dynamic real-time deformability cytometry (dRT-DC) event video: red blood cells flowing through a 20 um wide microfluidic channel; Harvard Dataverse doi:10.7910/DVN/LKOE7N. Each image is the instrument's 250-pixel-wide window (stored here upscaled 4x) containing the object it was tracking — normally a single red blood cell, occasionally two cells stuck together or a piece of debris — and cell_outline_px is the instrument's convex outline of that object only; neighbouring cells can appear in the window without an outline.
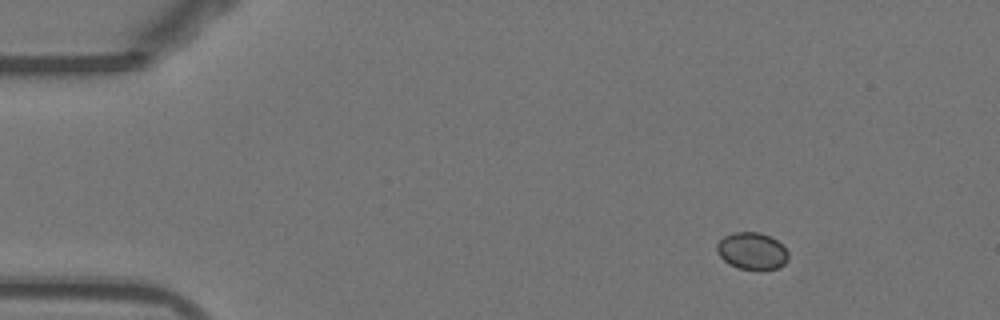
{"species": "Egyptian fruit bat (a non-hibernating species)", "species_latin": "Rousettus aegyptiacus", "temperature_condition": "warm", "stored_images_in_passage": 47, "camera_frame_rate_fps": 3000, "um_per_image_px": 0.085, "animal": {"sex": "female"}, "frame": {"image": 1, "passage_image": 1, "time_ms": 0.0, "image_size_px": [1000, 320], "cell_outline_px": [[788, 260], [780, 268], [764, 272], [760, 272], [736, 268], [728, 264], [716, 252], [716, 244], [724, 236], [732, 232], [760, 232], [772, 236], [788, 252]], "centroid_in_image_um": [63.92, 21.38], "position_along_channel_um": 21.1, "area_um2": 16.07}}
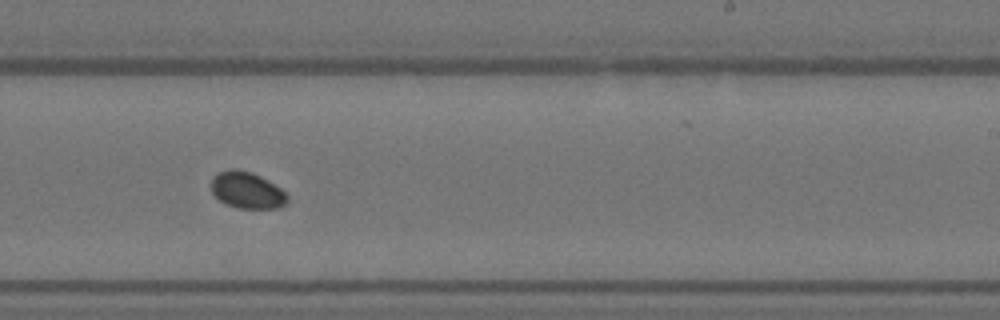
{"frame": {"image": 2, "passage_image": 27, "time_ms": 8.667, "image_size_px": [1000, 320], "cell_outline_px": [[288, 204], [280, 208], [240, 208], [224, 204], [212, 192], [212, 176], [216, 172], [232, 168], [236, 168], [252, 172], [260, 176], [280, 188], [288, 196]], "centroid_in_image_um": [20.99, 16.16], "position_along_channel_um": 268.0, "area_um2": 16.36}}
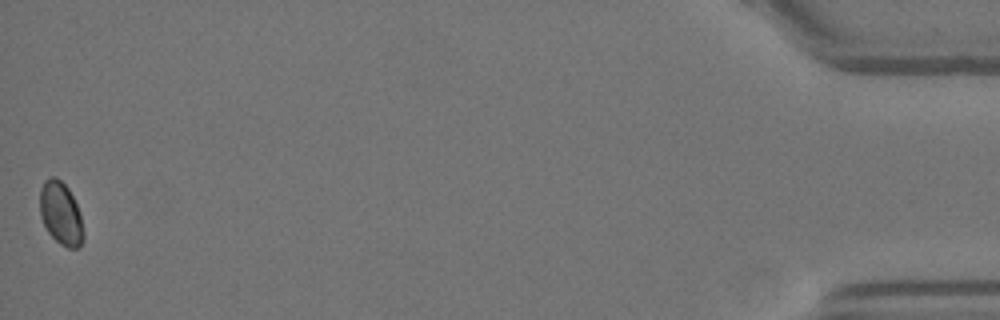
{"frame": {"image": 3, "passage_image": 47, "time_ms": 15.333, "image_size_px": [1000, 320], "cell_outline_px": [[84, 240], [80, 248], [68, 248], [60, 244], [48, 232], [40, 216], [40, 192], [44, 180], [52, 176], [56, 176], [68, 188], [76, 204], [80, 216], [84, 232]], "centroid_in_image_um": [5.17, 18.16], "position_along_channel_um": 430.0, "area_um2": 15.95}, "authors_computed_cell_mechanics": {"area_um2": 15.9528, "velocity_mm_per_s": 3.8454, "shape_relaxation_time_tau1_ms": 1.8622, "shape_relaxation_time_tau2_ms": null, "deformation_change_tau1": 0.025, "deformation_change_tau2": null}}